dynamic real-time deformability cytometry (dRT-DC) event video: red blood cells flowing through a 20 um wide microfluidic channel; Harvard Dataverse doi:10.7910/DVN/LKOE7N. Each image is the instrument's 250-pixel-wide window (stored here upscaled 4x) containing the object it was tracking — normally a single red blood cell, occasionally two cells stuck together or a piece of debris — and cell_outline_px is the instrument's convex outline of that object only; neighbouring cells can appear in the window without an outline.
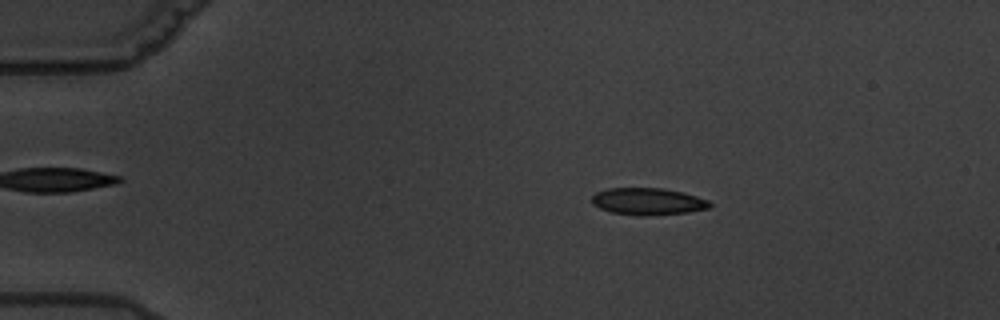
{"species": "common noctule bat (a hibernating species)", "species_latin": "Nyctalus noctula", "temperature_condition": "warm", "stored_images_in_passage": 7, "camera_frame_rate_fps": 3000, "um_per_image_px": 0.085, "animal": {"sex": "male", "body_mass_g": 19.5, "forearm_length_mm": 54.6}, "frame": {"image": 1, "passage_image": 3, "time_ms": 2.333, "image_size_px": [1000, 320], "cell_outline_px": [[712, 204], [708, 208], [688, 212], [644, 216], [640, 216], [612, 212], [600, 208], [592, 204], [592, 196], [596, 192], [608, 188], [660, 188], [680, 192], [696, 196], [708, 200]], "centroid_in_image_um": [55.04, 17.12], "position_along_channel_um": 30.0, "area_um2": 18.38}}
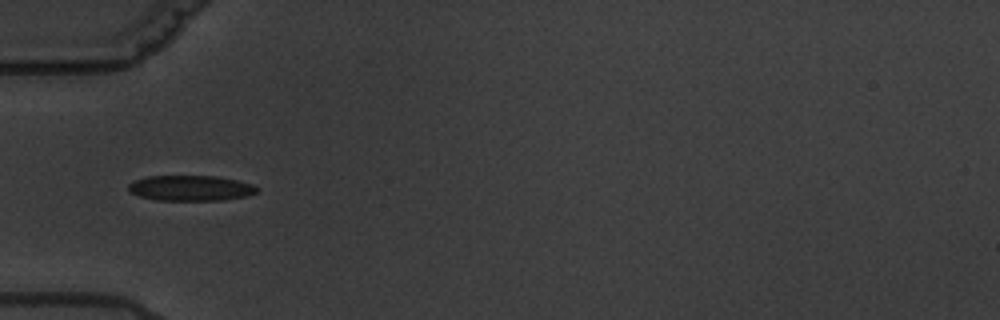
{"frame": {"image": 2, "passage_image": 5, "time_ms": 5.333, "image_size_px": [1000, 320], "cell_outline_px": [[256, 192], [244, 196], [220, 200], [156, 200], [140, 196], [128, 192], [128, 184], [136, 180], [148, 176], [216, 176], [236, 180], [252, 184], [256, 188]], "centroid_in_image_um": [16.14, 15.98], "position_along_channel_um": 68.9, "area_um2": 18.79}}
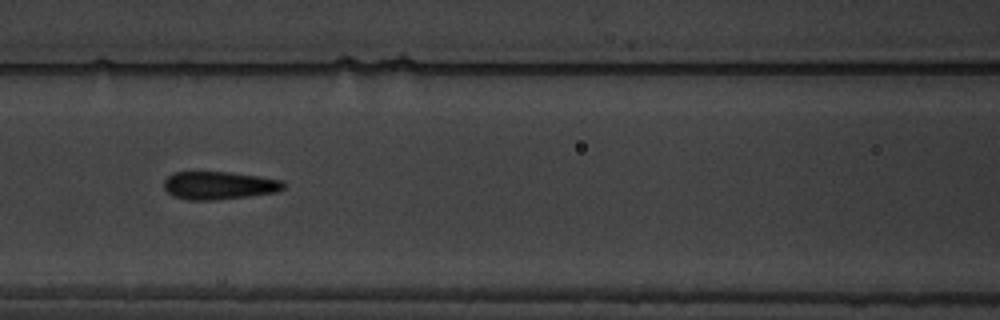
{"frame": {"image": 3, "passage_image": 7, "time_ms": 7.667, "image_size_px": [1000, 320], "cell_outline_px": [[284, 188], [280, 192], [216, 200], [188, 200], [172, 196], [164, 188], [164, 180], [168, 176], [176, 172], [228, 172], [284, 180]], "centroid_in_image_um": [18.63, 15.77], "position_along_channel_um": 148.0, "area_um2": 19.54}}